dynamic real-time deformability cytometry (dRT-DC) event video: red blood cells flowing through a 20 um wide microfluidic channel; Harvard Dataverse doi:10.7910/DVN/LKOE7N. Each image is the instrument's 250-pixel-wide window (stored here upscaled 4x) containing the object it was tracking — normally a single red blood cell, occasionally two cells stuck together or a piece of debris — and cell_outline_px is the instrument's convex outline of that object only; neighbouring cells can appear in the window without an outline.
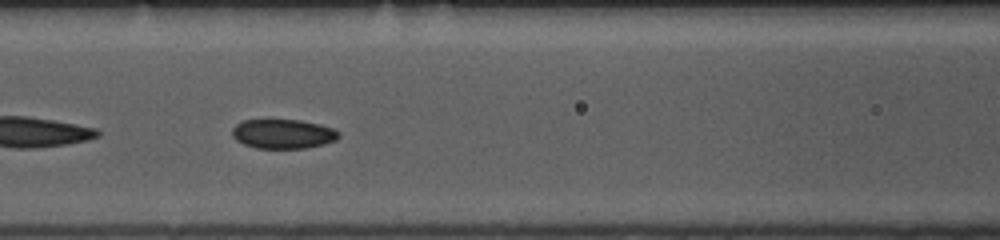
{"species": "common noctule bat (a hibernating species)", "species_latin": "Nyctalus noctula", "temperature_condition": "room temperature", "stored_images_in_passage": 14, "camera_frame_rate_fps": 3000, "um_per_image_px": 0.085, "animal": {"sex": "female", "body_mass_g": 10.0, "forearm_length_mm": 53.1}, "frame": {"image": 1, "passage_image": 12, "time_ms": 3.667, "image_size_px": [1000, 240], "cell_outline_px": [[340, 136], [336, 140], [324, 144], [304, 148], [256, 148], [244, 144], [236, 140], [232, 136], [232, 128], [236, 124], [244, 120], [300, 120], [320, 124], [332, 128], [340, 132]], "centroid_in_image_um": [24.06, 11.38], "position_along_channel_um": 142.5, "area_um2": 18.26}}